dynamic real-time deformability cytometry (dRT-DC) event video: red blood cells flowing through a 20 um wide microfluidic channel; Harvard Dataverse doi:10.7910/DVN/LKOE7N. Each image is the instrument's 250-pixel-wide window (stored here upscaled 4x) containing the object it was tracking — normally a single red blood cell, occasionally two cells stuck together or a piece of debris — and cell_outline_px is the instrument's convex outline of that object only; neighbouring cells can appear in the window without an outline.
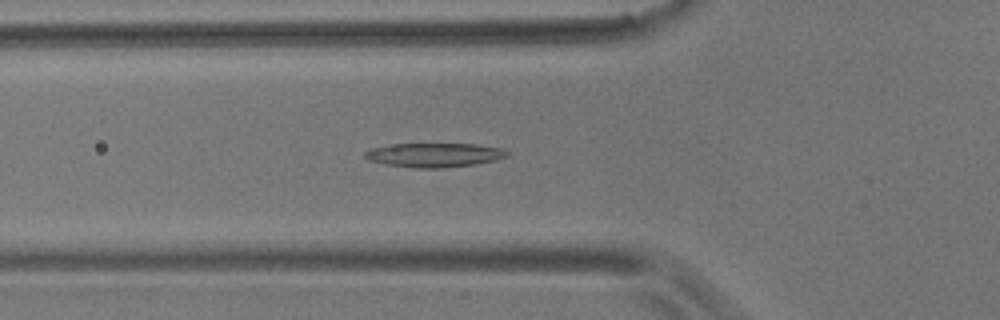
{"species": "common noctule bat (a hibernating species)", "species_latin": "Nyctalus noctula", "temperature_condition": "room temperature", "stored_images_in_passage": 32, "camera_frame_rate_fps": 3000, "um_per_image_px": 0.085, "animal": {"sex": "male", "body_mass_g": 17.9}, "frame": {"image": 1, "passage_image": 7, "time_ms": 2.0, "image_size_px": [1000, 320], "cell_outline_px": [[508, 156], [496, 160], [476, 164], [440, 168], [412, 168], [388, 164], [368, 160], [364, 156], [364, 152], [372, 148], [396, 144], [476, 144], [504, 148], [508, 152]], "centroid_in_image_um": [36.96, 13.17], "position_along_channel_um": 88.8, "area_um2": 19.94}}
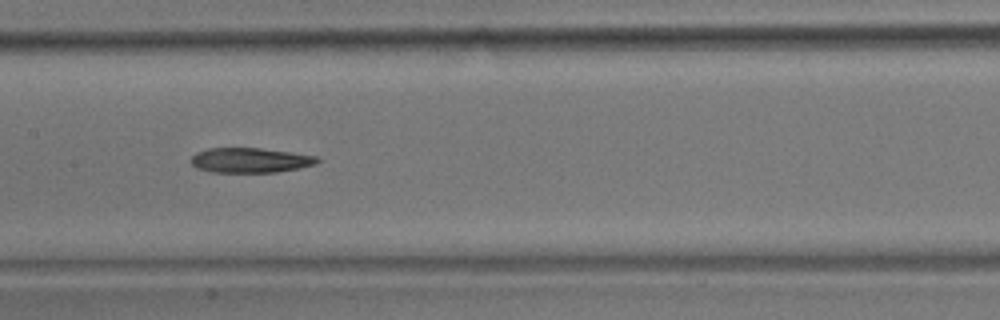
{"frame": {"image": 2, "passage_image": 15, "time_ms": 4.667, "image_size_px": [1000, 320], "cell_outline_px": [[320, 160], [316, 164], [300, 168], [276, 172], [212, 172], [200, 168], [192, 164], [188, 160], [196, 152], [208, 148], [260, 148], [292, 152], [316, 156]], "centroid_in_image_um": [21.27, 13.61], "position_along_channel_um": 186.1, "area_um2": 18.32}}
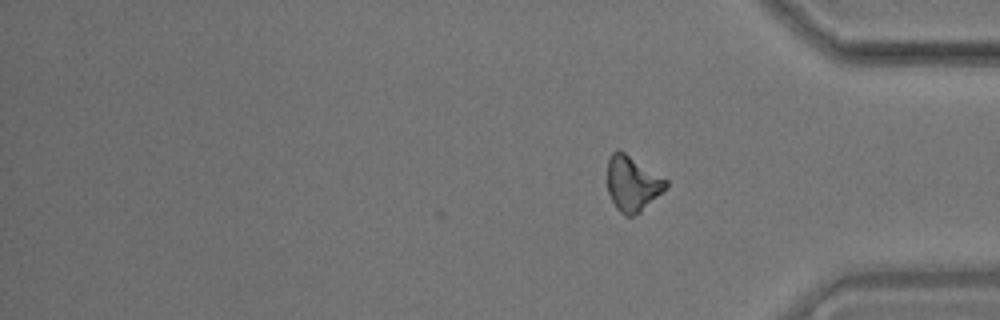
{"frame": {"image": 3, "passage_image": 32, "time_ms": 10.333, "image_size_px": [1000, 320], "cell_outline_px": [[668, 188], [640, 212], [632, 216], [624, 216], [616, 208], [608, 192], [608, 160], [612, 152], [624, 152], [668, 180]], "centroid_in_image_um": [53.78, 15.64], "position_along_channel_um": 381.4, "area_um2": 18.67}}